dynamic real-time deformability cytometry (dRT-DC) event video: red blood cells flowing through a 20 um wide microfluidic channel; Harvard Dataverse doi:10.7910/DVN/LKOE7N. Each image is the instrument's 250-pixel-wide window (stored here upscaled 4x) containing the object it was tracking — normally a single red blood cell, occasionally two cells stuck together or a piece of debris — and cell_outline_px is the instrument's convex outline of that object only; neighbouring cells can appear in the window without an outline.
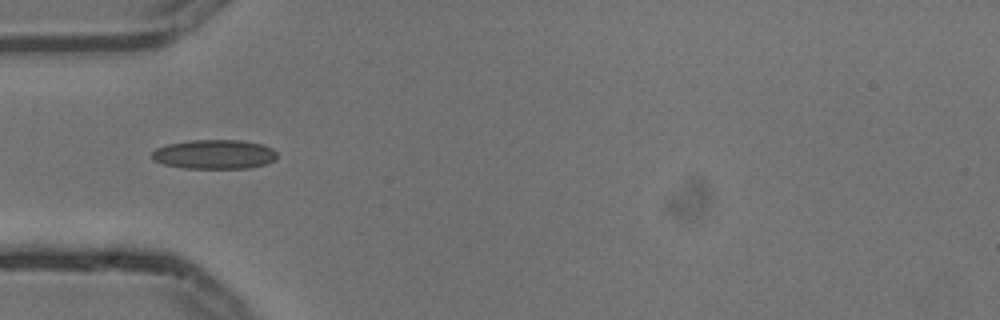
{"species": "common noctule bat (a hibernating species)", "species_latin": "Nyctalus noctula", "temperature_condition": "cold", "stored_images_in_passage": 5, "camera_frame_rate_fps": 3000, "um_per_image_px": 0.085, "animal": {"sex": "male", "body_mass_g": 13.3}, "frame": {"image": 1, "passage_image": 3, "time_ms": 0.667, "image_size_px": [1000, 320], "cell_outline_px": [[276, 160], [268, 164], [248, 168], [184, 168], [164, 164], [152, 160], [152, 152], [156, 148], [168, 144], [192, 140], [240, 140], [260, 144], [272, 148], [276, 152]], "centroid_in_image_um": [18.23, 13.12], "position_along_channel_um": 66.8, "area_um2": 21.39}}
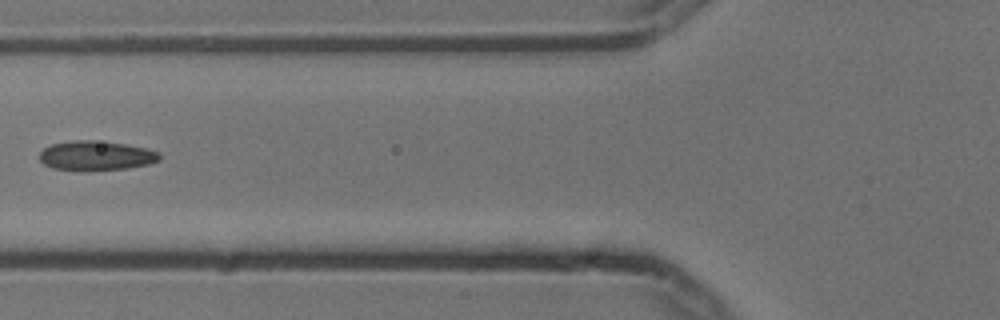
{"frame": {"image": 2, "passage_image": 4, "time_ms": 1.0, "image_size_px": [1000, 320], "cell_outline_px": [[160, 160], [148, 164], [128, 168], [80, 172], [52, 168], [44, 164], [40, 160], [40, 152], [44, 148], [52, 144], [72, 140], [92, 140], [124, 144], [144, 148], [160, 152]], "centroid_in_image_um": [8.14, 13.25], "position_along_channel_um": 117.7, "area_um2": 20.87}}
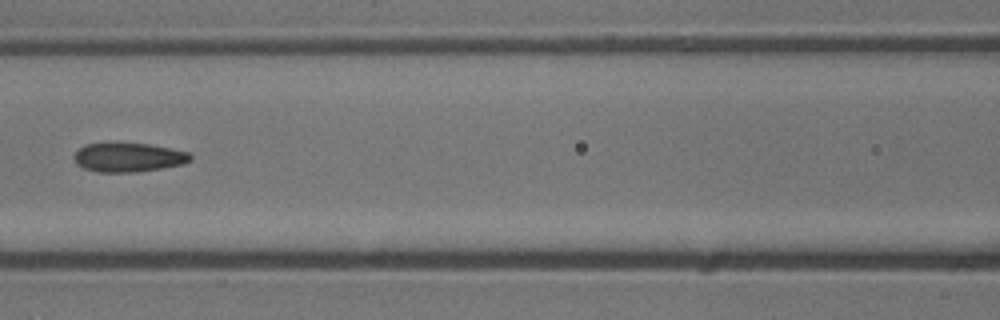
{"frame": {"image": 3, "passage_image": 5, "time_ms": 1.333, "image_size_px": [1000, 320], "cell_outline_px": [[192, 160], [184, 164], [136, 172], [96, 172], [84, 168], [76, 164], [72, 156], [84, 144], [148, 144], [188, 152], [192, 156]], "centroid_in_image_um": [10.9, 13.39], "position_along_channel_um": 155.7, "area_um2": 19.48}}